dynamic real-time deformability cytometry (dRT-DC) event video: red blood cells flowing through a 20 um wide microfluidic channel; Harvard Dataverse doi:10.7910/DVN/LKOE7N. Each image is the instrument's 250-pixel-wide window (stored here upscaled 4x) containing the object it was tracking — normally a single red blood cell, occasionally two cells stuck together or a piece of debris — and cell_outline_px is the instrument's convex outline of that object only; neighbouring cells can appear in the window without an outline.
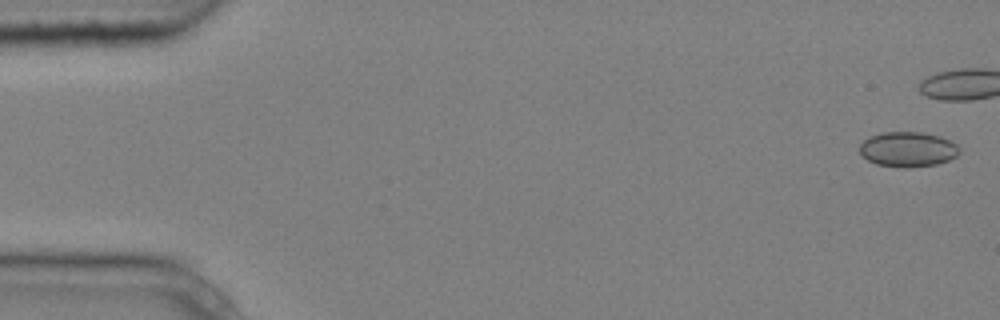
{"species": "common noctule bat (a hibernating species)", "species_latin": "Nyctalus noctula", "temperature_condition": "cold", "stored_images_in_passage": 5, "camera_frame_rate_fps": 3000, "um_per_image_px": 0.085, "animal": {"sex": "male", "body_mass_g": 20.4}, "frame": {"image": 1, "passage_image": 1, "time_ms": 0.0, "image_size_px": [1000, 320], "cell_outline_px": [[960, 152], [956, 156], [948, 160], [936, 164], [876, 164], [868, 160], [860, 152], [860, 144], [868, 136], [884, 132], [920, 132], [940, 136], [956, 144], [960, 148]], "centroid_in_image_um": [77.17, 12.62], "position_along_channel_um": 7.8, "area_um2": 19.42}}
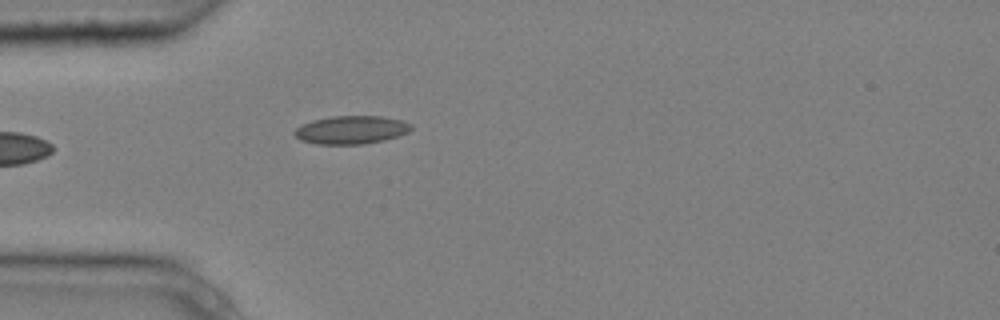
{"frame": {"image": 2, "passage_image": 5, "time_ms": 1.333, "image_size_px": [1000, 320], "cell_outline_px": [[412, 128], [408, 132], [384, 140], [364, 144], [316, 144], [300, 140], [292, 132], [296, 128], [312, 120], [332, 116], [380, 116], [404, 120], [412, 124]], "centroid_in_image_um": [29.86, 11.03], "position_along_channel_um": 55.1, "area_um2": 19.19}}